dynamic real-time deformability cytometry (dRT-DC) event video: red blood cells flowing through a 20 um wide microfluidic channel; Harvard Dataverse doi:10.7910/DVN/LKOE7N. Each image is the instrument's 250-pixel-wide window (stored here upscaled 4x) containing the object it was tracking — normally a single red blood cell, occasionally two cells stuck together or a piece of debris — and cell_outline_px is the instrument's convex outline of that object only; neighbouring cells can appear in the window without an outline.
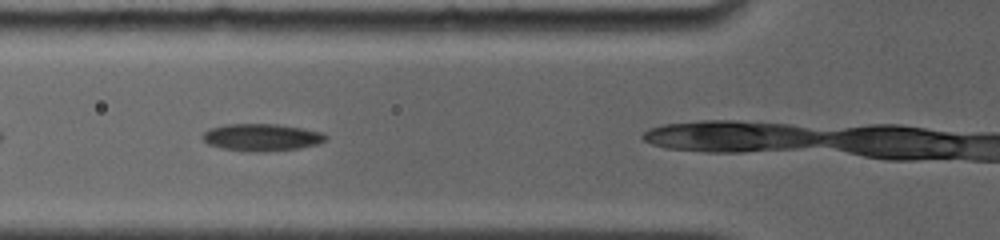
{"species": "common noctule bat (a hibernating species)", "species_latin": "Nyctalus noctula", "temperature_condition": "room temperature", "stored_images_in_passage": 16, "camera_frame_rate_fps": 4000, "um_per_image_px": 0.085, "animal": {"sex": "female", "body_mass_g": 19.0, "forearm_length_mm": 56.7}, "frame": {"image": 1, "passage_image": 3, "time_ms": 1.0, "image_size_px": [1000, 240], "cell_outline_px": [[328, 136], [324, 140], [316, 144], [296, 148], [260, 152], [224, 148], [208, 144], [200, 136], [208, 128], [224, 124], [276, 124], [304, 128], [324, 132]], "centroid_in_image_um": [22.22, 11.65], "position_along_channel_um": 103.6, "area_um2": 19.36}}